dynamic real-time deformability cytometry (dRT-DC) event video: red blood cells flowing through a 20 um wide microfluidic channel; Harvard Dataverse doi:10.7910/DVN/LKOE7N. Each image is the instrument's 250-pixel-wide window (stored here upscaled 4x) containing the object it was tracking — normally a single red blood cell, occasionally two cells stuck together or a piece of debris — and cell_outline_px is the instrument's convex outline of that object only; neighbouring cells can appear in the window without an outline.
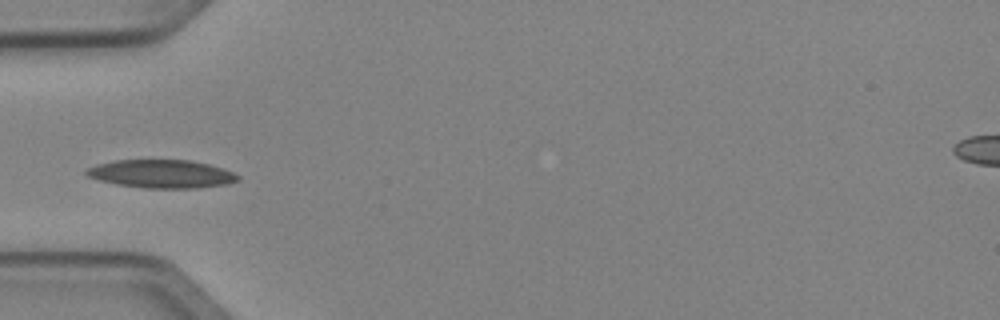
{"species": "Egyptian fruit bat (a non-hibernating species)", "species_latin": "Rousettus aegyptiacus", "temperature_condition": "cold", "stored_images_in_passage": 5, "camera_frame_rate_fps": 3000, "um_per_image_px": 0.085, "animal": {"sex": "female"}, "frame": {"image": 1, "passage_image": 4, "time_ms": 1.0, "image_size_px": [1000, 320], "cell_outline_px": [[240, 180], [228, 184], [196, 188], [144, 188], [116, 184], [100, 180], [88, 176], [84, 172], [88, 168], [96, 164], [112, 160], [188, 160], [208, 164], [232, 172], [240, 176]], "centroid_in_image_um": [13.72, 14.78], "position_along_channel_um": 71.3, "area_um2": 24.85}}
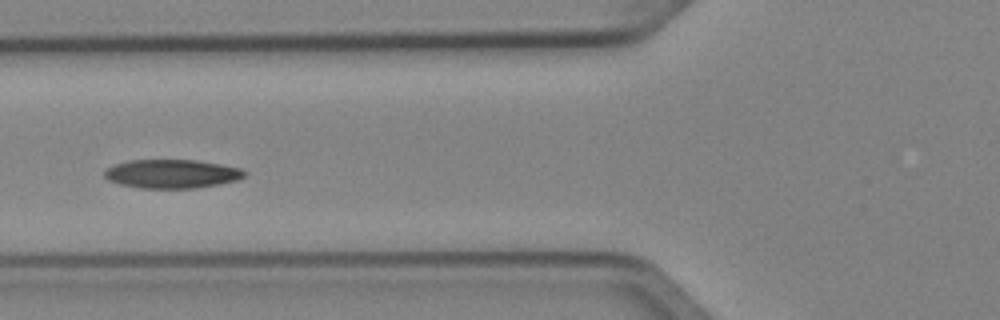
{"frame": {"image": 2, "passage_image": 5, "time_ms": 1.333, "image_size_px": [1000, 320], "cell_outline_px": [[248, 172], [244, 176], [236, 180], [220, 184], [196, 188], [140, 188], [120, 184], [108, 180], [104, 176], [104, 172], [108, 168], [116, 164], [128, 160], [196, 160], [220, 164], [240, 168]], "centroid_in_image_um": [14.62, 14.77], "position_along_channel_um": 111.2, "area_um2": 23.41}}